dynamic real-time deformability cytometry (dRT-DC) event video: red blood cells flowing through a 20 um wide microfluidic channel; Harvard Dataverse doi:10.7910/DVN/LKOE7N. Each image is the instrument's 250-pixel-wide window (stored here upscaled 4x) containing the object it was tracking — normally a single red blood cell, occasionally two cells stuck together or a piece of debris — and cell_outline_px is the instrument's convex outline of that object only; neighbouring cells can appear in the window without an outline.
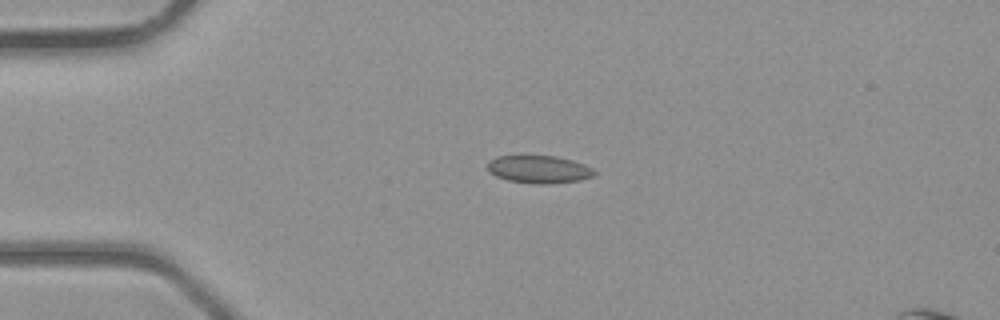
{"species": "common noctule bat (a hibernating species)", "species_latin": "Nyctalus noctula", "temperature_condition": "room temperature", "stored_images_in_passage": 3, "camera_frame_rate_fps": 3000, "um_per_image_px": 0.085, "animal": {"sex": "male", "body_mass_g": 23.1, "forearm_length_mm": 52.7}, "frame": {"image": 1, "passage_image": 2, "time_ms": 1.333, "image_size_px": [1000, 320], "cell_outline_px": [[596, 172], [592, 176], [580, 180], [548, 184], [536, 184], [508, 180], [496, 176], [488, 168], [488, 160], [496, 156], [556, 156], [572, 160], [584, 164], [592, 168]], "centroid_in_image_um": [45.81, 14.39], "position_along_channel_um": 39.2, "area_um2": 17.11}}